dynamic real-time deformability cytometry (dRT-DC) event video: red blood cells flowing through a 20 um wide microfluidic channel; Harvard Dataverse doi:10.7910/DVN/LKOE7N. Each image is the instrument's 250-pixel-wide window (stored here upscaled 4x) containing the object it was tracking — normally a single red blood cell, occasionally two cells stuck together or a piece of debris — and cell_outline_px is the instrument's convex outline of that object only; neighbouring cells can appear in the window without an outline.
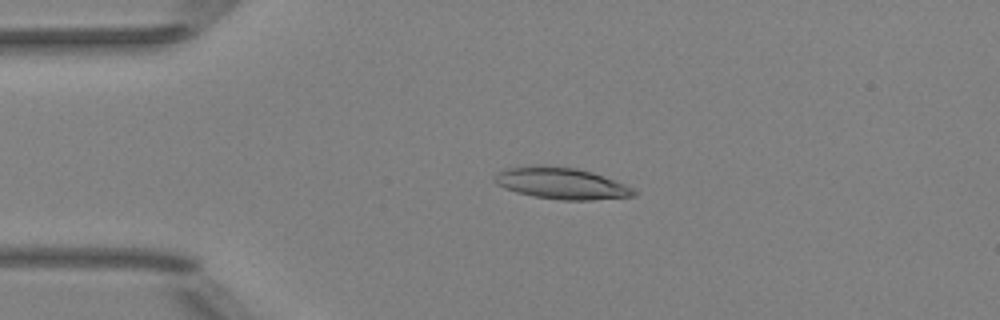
{"species": "Egyptian fruit bat (a non-hibernating species)", "species_latin": "Rousettus aegyptiacus", "temperature_condition": "room temperature", "stored_images_in_passage": 4, "camera_frame_rate_fps": 3000, "um_per_image_px": 0.085, "animal": {"sex": "female"}, "frame": {"image": 1, "passage_image": 3, "time_ms": 2.333, "image_size_px": [1000, 320], "cell_outline_px": [[636, 196], [592, 200], [560, 200], [532, 196], [516, 192], [504, 188], [496, 184], [492, 180], [496, 172], [504, 168], [540, 164], [544, 164], [576, 168], [592, 172], [624, 184], [632, 188], [636, 192]], "centroid_in_image_um": [47.64, 15.57], "position_along_channel_um": 37.4, "area_um2": 25.89}}